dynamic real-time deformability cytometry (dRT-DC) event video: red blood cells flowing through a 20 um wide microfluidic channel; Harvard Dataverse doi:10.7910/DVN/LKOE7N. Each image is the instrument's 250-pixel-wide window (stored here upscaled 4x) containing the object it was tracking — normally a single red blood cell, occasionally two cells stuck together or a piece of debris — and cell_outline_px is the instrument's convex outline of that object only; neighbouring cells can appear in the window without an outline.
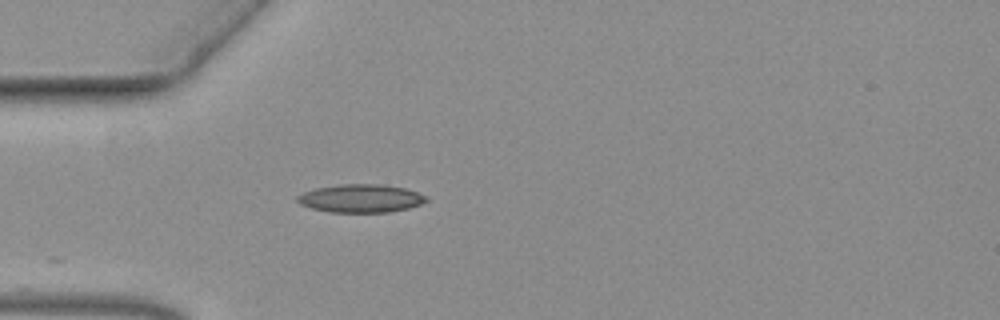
{"species": "common noctule bat (a hibernating species)", "species_latin": "Nyctalus noctula", "temperature_condition": "warm", "stored_images_in_passage": 4, "camera_frame_rate_fps": 3000, "um_per_image_px": 0.085, "animal": {"sex": "female", "body_mass_g": 19.3, "forearm_length_mm": 54.1}, "frame": {"image": 1, "passage_image": 1, "time_ms": 0.0, "image_size_px": [1000, 320], "cell_outline_px": [[428, 200], [420, 204], [408, 208], [388, 212], [328, 212], [312, 208], [300, 204], [296, 200], [296, 196], [304, 192], [316, 188], [340, 184], [380, 184], [404, 188], [428, 196]], "centroid_in_image_um": [30.65, 16.86], "position_along_channel_um": 54.3, "area_um2": 21.1}}